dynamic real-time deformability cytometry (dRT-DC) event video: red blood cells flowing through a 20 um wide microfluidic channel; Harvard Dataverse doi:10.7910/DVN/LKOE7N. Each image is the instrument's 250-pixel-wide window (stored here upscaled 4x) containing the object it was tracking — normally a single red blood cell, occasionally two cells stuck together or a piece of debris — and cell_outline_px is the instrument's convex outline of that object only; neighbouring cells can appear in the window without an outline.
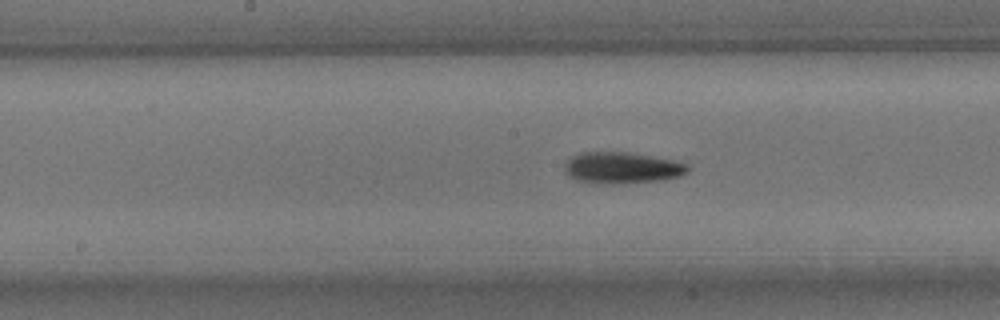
{"species": "common noctule bat (a hibernating species)", "species_latin": "Nyctalus noctula", "temperature_condition": "room temperature", "stored_images_in_passage": 28, "camera_frame_rate_fps": 3000, "um_per_image_px": 0.085, "animal": {"sex": "male", "body_mass_g": 15.6}, "frame": {"image": 1, "passage_image": 13, "time_ms": 4.0, "image_size_px": [1000, 320], "cell_outline_px": [[692, 168], [688, 172], [680, 176], [664, 180], [612, 184], [592, 184], [576, 180], [568, 176], [564, 172], [564, 164], [572, 156], [580, 152], [628, 152], [672, 160], [688, 164]], "centroid_in_image_um": [52.85, 14.28], "position_along_channel_um": 195.4, "area_um2": 22.89}}